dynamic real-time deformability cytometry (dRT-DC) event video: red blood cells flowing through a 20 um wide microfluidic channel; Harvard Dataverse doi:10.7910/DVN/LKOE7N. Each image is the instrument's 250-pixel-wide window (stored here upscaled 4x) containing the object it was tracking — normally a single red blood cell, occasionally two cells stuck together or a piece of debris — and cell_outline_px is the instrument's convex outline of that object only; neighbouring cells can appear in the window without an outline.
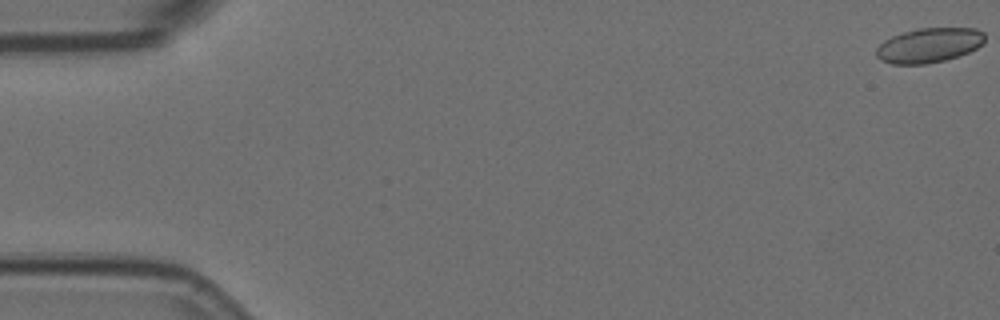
{"species": "Egyptian fruit bat (a non-hibernating species)", "species_latin": "Rousettus aegyptiacus", "temperature_condition": "room temperature", "stored_images_in_passage": 4, "camera_frame_rate_fps": 3000, "um_per_image_px": 0.085, "animal": {"sex": "female"}, "frame": {"image": 1, "passage_image": 1, "time_ms": 0.0, "image_size_px": [1000, 320], "cell_outline_px": [[984, 44], [968, 52], [944, 60], [924, 64], [892, 64], [880, 60], [876, 56], [876, 48], [884, 40], [892, 36], [916, 28], [976, 28], [984, 32]], "centroid_in_image_um": [78.96, 3.84], "position_along_channel_um": 6.0, "area_um2": 21.91}}